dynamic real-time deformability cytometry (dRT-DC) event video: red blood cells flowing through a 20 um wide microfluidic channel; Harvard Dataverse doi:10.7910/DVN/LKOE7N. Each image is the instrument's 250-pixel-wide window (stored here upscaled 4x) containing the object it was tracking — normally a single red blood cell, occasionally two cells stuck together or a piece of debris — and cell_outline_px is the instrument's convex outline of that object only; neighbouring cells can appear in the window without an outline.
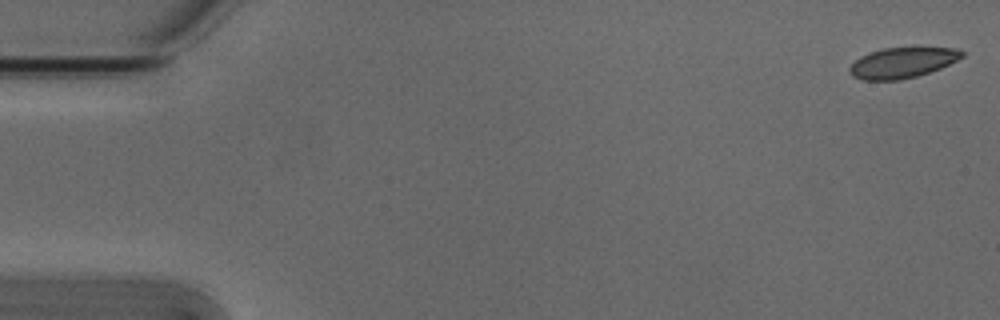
{"species": "Egyptian fruit bat (a non-hibernating species)", "species_latin": "Rousettus aegyptiacus", "temperature_condition": "cold", "stored_images_in_passage": 54, "camera_frame_rate_fps": 3000, "um_per_image_px": 0.085, "animal": {"sex": "male"}, "frame": {"image": 1, "passage_image": 1, "time_ms": 0.0, "image_size_px": [1000, 320], "cell_outline_px": [[964, 56], [940, 68], [916, 76], [900, 80], [864, 80], [852, 76], [848, 72], [848, 68], [860, 56], [868, 52], [884, 48], [920, 44], [956, 48], [964, 52]], "centroid_in_image_um": [76.73, 5.26], "position_along_channel_um": 8.3, "area_um2": 20.87}}
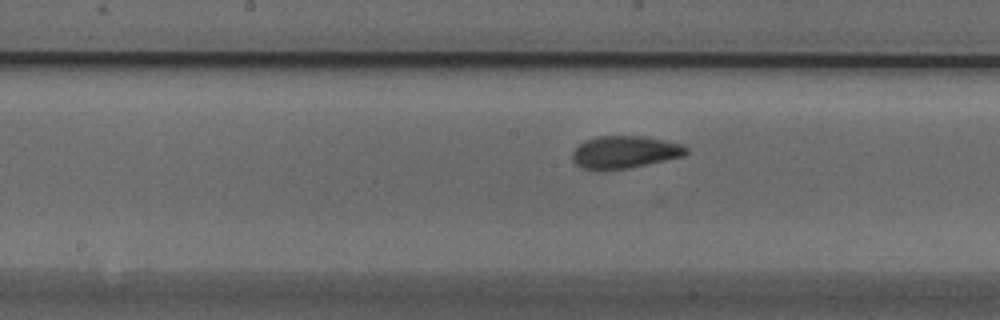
{"frame": {"image": 2, "passage_image": 27, "time_ms": 8.667, "image_size_px": [1000, 320], "cell_outline_px": [[688, 152], [684, 156], [628, 168], [584, 168], [576, 164], [572, 160], [572, 152], [584, 140], [596, 136], [644, 136], [684, 144], [688, 148]], "centroid_in_image_um": [53.14, 12.89], "position_along_channel_um": 195.1, "area_um2": 21.21}}
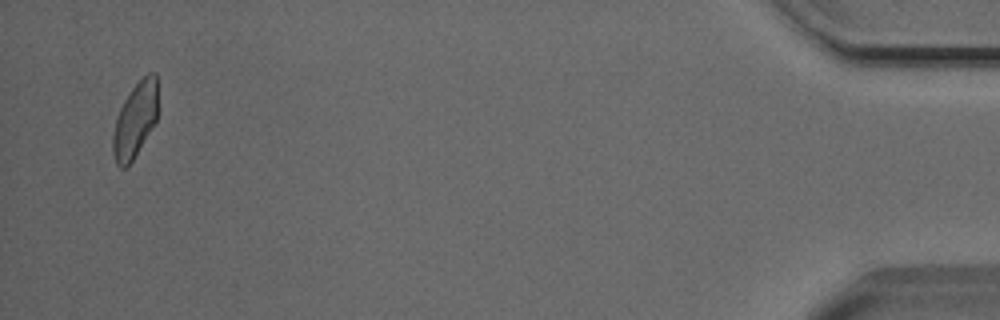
{"frame": {"image": 3, "passage_image": 52, "time_ms": 17.0, "image_size_px": [1000, 320], "cell_outline_px": [[156, 120], [128, 168], [120, 168], [116, 164], [112, 152], [112, 136], [116, 120], [120, 108], [124, 100], [132, 88], [148, 72], [156, 72]], "centroid_in_image_um": [11.45, 10.24], "position_along_channel_um": 423.8, "area_um2": 19.36}, "authors_computed_cell_mechanics": {"area_um2": 21.1548, "velocity_mm_per_s": 3.8034, "shape_relaxation_time_tau1_ms": 8.0745, "shape_relaxation_time_tau2_ms": 1.7685, "deformation_change_tau1": 0.1683, "deformation_change_tau2": 0.0569}}